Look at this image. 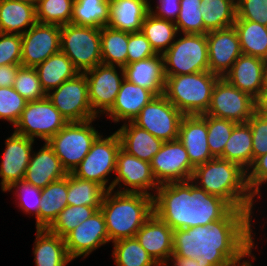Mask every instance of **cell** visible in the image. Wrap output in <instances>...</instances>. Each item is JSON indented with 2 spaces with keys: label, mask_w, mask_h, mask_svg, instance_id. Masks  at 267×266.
I'll list each match as a JSON object with an SVG mask.
<instances>
[{
  "label": "cell",
  "mask_w": 267,
  "mask_h": 266,
  "mask_svg": "<svg viewBox=\"0 0 267 266\" xmlns=\"http://www.w3.org/2000/svg\"><path fill=\"white\" fill-rule=\"evenodd\" d=\"M60 51L79 73L93 69L102 63L100 29L71 23L61 26Z\"/></svg>",
  "instance_id": "cell-8"
},
{
  "label": "cell",
  "mask_w": 267,
  "mask_h": 266,
  "mask_svg": "<svg viewBox=\"0 0 267 266\" xmlns=\"http://www.w3.org/2000/svg\"><path fill=\"white\" fill-rule=\"evenodd\" d=\"M117 68L120 69V74H118ZM84 73L88 83L91 108L99 117L101 114H105L114 104L124 80L123 67L101 63Z\"/></svg>",
  "instance_id": "cell-16"
},
{
  "label": "cell",
  "mask_w": 267,
  "mask_h": 266,
  "mask_svg": "<svg viewBox=\"0 0 267 266\" xmlns=\"http://www.w3.org/2000/svg\"><path fill=\"white\" fill-rule=\"evenodd\" d=\"M27 102L13 87H0V120L15 126Z\"/></svg>",
  "instance_id": "cell-47"
},
{
  "label": "cell",
  "mask_w": 267,
  "mask_h": 266,
  "mask_svg": "<svg viewBox=\"0 0 267 266\" xmlns=\"http://www.w3.org/2000/svg\"><path fill=\"white\" fill-rule=\"evenodd\" d=\"M116 132L124 151L147 162H151L164 143L162 139L153 136L132 121L123 123Z\"/></svg>",
  "instance_id": "cell-28"
},
{
  "label": "cell",
  "mask_w": 267,
  "mask_h": 266,
  "mask_svg": "<svg viewBox=\"0 0 267 266\" xmlns=\"http://www.w3.org/2000/svg\"><path fill=\"white\" fill-rule=\"evenodd\" d=\"M112 257L117 266H157L158 264L140 245L137 239L127 238L115 241Z\"/></svg>",
  "instance_id": "cell-40"
},
{
  "label": "cell",
  "mask_w": 267,
  "mask_h": 266,
  "mask_svg": "<svg viewBox=\"0 0 267 266\" xmlns=\"http://www.w3.org/2000/svg\"><path fill=\"white\" fill-rule=\"evenodd\" d=\"M163 56L165 76L209 71L206 34L183 33Z\"/></svg>",
  "instance_id": "cell-6"
},
{
  "label": "cell",
  "mask_w": 267,
  "mask_h": 266,
  "mask_svg": "<svg viewBox=\"0 0 267 266\" xmlns=\"http://www.w3.org/2000/svg\"><path fill=\"white\" fill-rule=\"evenodd\" d=\"M15 191H12V190ZM41 190L38 187L31 185L30 183L22 180L13 183L5 192H15L14 194L18 200V206L25 214H34L36 217V228H38V214L40 211L41 203Z\"/></svg>",
  "instance_id": "cell-46"
},
{
  "label": "cell",
  "mask_w": 267,
  "mask_h": 266,
  "mask_svg": "<svg viewBox=\"0 0 267 266\" xmlns=\"http://www.w3.org/2000/svg\"><path fill=\"white\" fill-rule=\"evenodd\" d=\"M200 5L201 0H180V12L175 21L178 34H204Z\"/></svg>",
  "instance_id": "cell-44"
},
{
  "label": "cell",
  "mask_w": 267,
  "mask_h": 266,
  "mask_svg": "<svg viewBox=\"0 0 267 266\" xmlns=\"http://www.w3.org/2000/svg\"><path fill=\"white\" fill-rule=\"evenodd\" d=\"M206 39L209 71L223 78L242 54L238 34L234 26H231L209 31Z\"/></svg>",
  "instance_id": "cell-20"
},
{
  "label": "cell",
  "mask_w": 267,
  "mask_h": 266,
  "mask_svg": "<svg viewBox=\"0 0 267 266\" xmlns=\"http://www.w3.org/2000/svg\"><path fill=\"white\" fill-rule=\"evenodd\" d=\"M44 144L38 152H32L23 179L40 189L67 175V171L62 167L60 159L55 155L53 149L47 142Z\"/></svg>",
  "instance_id": "cell-24"
},
{
  "label": "cell",
  "mask_w": 267,
  "mask_h": 266,
  "mask_svg": "<svg viewBox=\"0 0 267 266\" xmlns=\"http://www.w3.org/2000/svg\"><path fill=\"white\" fill-rule=\"evenodd\" d=\"M157 266H169L168 264H158Z\"/></svg>",
  "instance_id": "cell-59"
},
{
  "label": "cell",
  "mask_w": 267,
  "mask_h": 266,
  "mask_svg": "<svg viewBox=\"0 0 267 266\" xmlns=\"http://www.w3.org/2000/svg\"><path fill=\"white\" fill-rule=\"evenodd\" d=\"M247 123L252 132L253 161L267 153V119L257 111L248 119Z\"/></svg>",
  "instance_id": "cell-50"
},
{
  "label": "cell",
  "mask_w": 267,
  "mask_h": 266,
  "mask_svg": "<svg viewBox=\"0 0 267 266\" xmlns=\"http://www.w3.org/2000/svg\"><path fill=\"white\" fill-rule=\"evenodd\" d=\"M173 231L153 213L137 231L135 238L157 264H167L173 254Z\"/></svg>",
  "instance_id": "cell-22"
},
{
  "label": "cell",
  "mask_w": 267,
  "mask_h": 266,
  "mask_svg": "<svg viewBox=\"0 0 267 266\" xmlns=\"http://www.w3.org/2000/svg\"><path fill=\"white\" fill-rule=\"evenodd\" d=\"M13 88L28 102L47 97V93L40 84L38 73L32 67H21L18 70Z\"/></svg>",
  "instance_id": "cell-45"
},
{
  "label": "cell",
  "mask_w": 267,
  "mask_h": 266,
  "mask_svg": "<svg viewBox=\"0 0 267 266\" xmlns=\"http://www.w3.org/2000/svg\"><path fill=\"white\" fill-rule=\"evenodd\" d=\"M191 181L208 194L226 200L233 208L252 214L255 197L250 192L246 171L223 158H213L194 168Z\"/></svg>",
  "instance_id": "cell-3"
},
{
  "label": "cell",
  "mask_w": 267,
  "mask_h": 266,
  "mask_svg": "<svg viewBox=\"0 0 267 266\" xmlns=\"http://www.w3.org/2000/svg\"><path fill=\"white\" fill-rule=\"evenodd\" d=\"M61 26L36 22L22 37L21 66L35 68L60 51Z\"/></svg>",
  "instance_id": "cell-17"
},
{
  "label": "cell",
  "mask_w": 267,
  "mask_h": 266,
  "mask_svg": "<svg viewBox=\"0 0 267 266\" xmlns=\"http://www.w3.org/2000/svg\"><path fill=\"white\" fill-rule=\"evenodd\" d=\"M98 209L100 207L68 205L47 229L53 234L64 238Z\"/></svg>",
  "instance_id": "cell-42"
},
{
  "label": "cell",
  "mask_w": 267,
  "mask_h": 266,
  "mask_svg": "<svg viewBox=\"0 0 267 266\" xmlns=\"http://www.w3.org/2000/svg\"><path fill=\"white\" fill-rule=\"evenodd\" d=\"M34 141L15 132L5 140V150L0 164L2 192H5L13 183L24 179Z\"/></svg>",
  "instance_id": "cell-19"
},
{
  "label": "cell",
  "mask_w": 267,
  "mask_h": 266,
  "mask_svg": "<svg viewBox=\"0 0 267 266\" xmlns=\"http://www.w3.org/2000/svg\"><path fill=\"white\" fill-rule=\"evenodd\" d=\"M236 20H248L267 26V0H236Z\"/></svg>",
  "instance_id": "cell-48"
},
{
  "label": "cell",
  "mask_w": 267,
  "mask_h": 266,
  "mask_svg": "<svg viewBox=\"0 0 267 266\" xmlns=\"http://www.w3.org/2000/svg\"><path fill=\"white\" fill-rule=\"evenodd\" d=\"M120 148L121 141L116 131L106 138L100 134L72 174L82 180L94 181L107 191L112 190L109 175L113 172L115 174L117 154Z\"/></svg>",
  "instance_id": "cell-9"
},
{
  "label": "cell",
  "mask_w": 267,
  "mask_h": 266,
  "mask_svg": "<svg viewBox=\"0 0 267 266\" xmlns=\"http://www.w3.org/2000/svg\"><path fill=\"white\" fill-rule=\"evenodd\" d=\"M47 98L68 122H84L98 118L90 105L85 73H78L74 78L66 80L47 93Z\"/></svg>",
  "instance_id": "cell-11"
},
{
  "label": "cell",
  "mask_w": 267,
  "mask_h": 266,
  "mask_svg": "<svg viewBox=\"0 0 267 266\" xmlns=\"http://www.w3.org/2000/svg\"><path fill=\"white\" fill-rule=\"evenodd\" d=\"M223 159L247 171L253 163L252 132L248 123H238L223 151Z\"/></svg>",
  "instance_id": "cell-33"
},
{
  "label": "cell",
  "mask_w": 267,
  "mask_h": 266,
  "mask_svg": "<svg viewBox=\"0 0 267 266\" xmlns=\"http://www.w3.org/2000/svg\"><path fill=\"white\" fill-rule=\"evenodd\" d=\"M115 175L111 183L112 190L119 185L117 192L144 193L154 197L160 186L153 175L150 162L130 155L122 148L117 154ZM123 185L124 189L120 190ZM152 190L155 191L154 194Z\"/></svg>",
  "instance_id": "cell-14"
},
{
  "label": "cell",
  "mask_w": 267,
  "mask_h": 266,
  "mask_svg": "<svg viewBox=\"0 0 267 266\" xmlns=\"http://www.w3.org/2000/svg\"><path fill=\"white\" fill-rule=\"evenodd\" d=\"M102 211L109 242L134 238L137 231L154 213V198L144 193L108 190Z\"/></svg>",
  "instance_id": "cell-4"
},
{
  "label": "cell",
  "mask_w": 267,
  "mask_h": 266,
  "mask_svg": "<svg viewBox=\"0 0 267 266\" xmlns=\"http://www.w3.org/2000/svg\"><path fill=\"white\" fill-rule=\"evenodd\" d=\"M252 255H253V256H252ZM249 257H251V258H249ZM255 257H256V256H254V254L251 253L249 256H247V260L244 259L241 263L236 264V265H233V266H253V265H252V262H251V259H252V261H253V260L256 259ZM248 258H249V260H248Z\"/></svg>",
  "instance_id": "cell-57"
},
{
  "label": "cell",
  "mask_w": 267,
  "mask_h": 266,
  "mask_svg": "<svg viewBox=\"0 0 267 266\" xmlns=\"http://www.w3.org/2000/svg\"><path fill=\"white\" fill-rule=\"evenodd\" d=\"M68 123L67 119L46 97L38 101L27 102L19 120L15 124L16 134L47 142Z\"/></svg>",
  "instance_id": "cell-10"
},
{
  "label": "cell",
  "mask_w": 267,
  "mask_h": 266,
  "mask_svg": "<svg viewBox=\"0 0 267 266\" xmlns=\"http://www.w3.org/2000/svg\"><path fill=\"white\" fill-rule=\"evenodd\" d=\"M110 0H75L71 24L99 28L108 25Z\"/></svg>",
  "instance_id": "cell-38"
},
{
  "label": "cell",
  "mask_w": 267,
  "mask_h": 266,
  "mask_svg": "<svg viewBox=\"0 0 267 266\" xmlns=\"http://www.w3.org/2000/svg\"><path fill=\"white\" fill-rule=\"evenodd\" d=\"M93 121L96 120L68 122L47 141L67 173H72L80 164L90 151L93 142L100 135L93 127Z\"/></svg>",
  "instance_id": "cell-7"
},
{
  "label": "cell",
  "mask_w": 267,
  "mask_h": 266,
  "mask_svg": "<svg viewBox=\"0 0 267 266\" xmlns=\"http://www.w3.org/2000/svg\"><path fill=\"white\" fill-rule=\"evenodd\" d=\"M149 12V0H110L108 26L128 33L139 32Z\"/></svg>",
  "instance_id": "cell-27"
},
{
  "label": "cell",
  "mask_w": 267,
  "mask_h": 266,
  "mask_svg": "<svg viewBox=\"0 0 267 266\" xmlns=\"http://www.w3.org/2000/svg\"><path fill=\"white\" fill-rule=\"evenodd\" d=\"M153 198L154 213L173 230L210 225L233 208L191 180L162 184Z\"/></svg>",
  "instance_id": "cell-2"
},
{
  "label": "cell",
  "mask_w": 267,
  "mask_h": 266,
  "mask_svg": "<svg viewBox=\"0 0 267 266\" xmlns=\"http://www.w3.org/2000/svg\"><path fill=\"white\" fill-rule=\"evenodd\" d=\"M124 78L146 88L155 96L164 94L166 76L162 54L132 62L123 67Z\"/></svg>",
  "instance_id": "cell-26"
},
{
  "label": "cell",
  "mask_w": 267,
  "mask_h": 266,
  "mask_svg": "<svg viewBox=\"0 0 267 266\" xmlns=\"http://www.w3.org/2000/svg\"><path fill=\"white\" fill-rule=\"evenodd\" d=\"M75 0H37V22L63 26L71 23Z\"/></svg>",
  "instance_id": "cell-41"
},
{
  "label": "cell",
  "mask_w": 267,
  "mask_h": 266,
  "mask_svg": "<svg viewBox=\"0 0 267 266\" xmlns=\"http://www.w3.org/2000/svg\"><path fill=\"white\" fill-rule=\"evenodd\" d=\"M266 74L267 61L241 54L223 78L257 100L266 90Z\"/></svg>",
  "instance_id": "cell-21"
},
{
  "label": "cell",
  "mask_w": 267,
  "mask_h": 266,
  "mask_svg": "<svg viewBox=\"0 0 267 266\" xmlns=\"http://www.w3.org/2000/svg\"><path fill=\"white\" fill-rule=\"evenodd\" d=\"M141 32L158 54H163L173 44L175 38L181 36L177 35L175 22L158 18L150 12L142 23Z\"/></svg>",
  "instance_id": "cell-36"
},
{
  "label": "cell",
  "mask_w": 267,
  "mask_h": 266,
  "mask_svg": "<svg viewBox=\"0 0 267 266\" xmlns=\"http://www.w3.org/2000/svg\"><path fill=\"white\" fill-rule=\"evenodd\" d=\"M246 181L254 197H261V186L267 183V153L256 158L246 171Z\"/></svg>",
  "instance_id": "cell-52"
},
{
  "label": "cell",
  "mask_w": 267,
  "mask_h": 266,
  "mask_svg": "<svg viewBox=\"0 0 267 266\" xmlns=\"http://www.w3.org/2000/svg\"><path fill=\"white\" fill-rule=\"evenodd\" d=\"M219 78L210 71L166 76L164 95L184 115H203Z\"/></svg>",
  "instance_id": "cell-5"
},
{
  "label": "cell",
  "mask_w": 267,
  "mask_h": 266,
  "mask_svg": "<svg viewBox=\"0 0 267 266\" xmlns=\"http://www.w3.org/2000/svg\"><path fill=\"white\" fill-rule=\"evenodd\" d=\"M40 84L46 93L56 89L66 80L74 78L79 71L74 67L71 60L59 51L49 56L44 62L35 67Z\"/></svg>",
  "instance_id": "cell-31"
},
{
  "label": "cell",
  "mask_w": 267,
  "mask_h": 266,
  "mask_svg": "<svg viewBox=\"0 0 267 266\" xmlns=\"http://www.w3.org/2000/svg\"><path fill=\"white\" fill-rule=\"evenodd\" d=\"M21 56V35L0 33V66L21 64Z\"/></svg>",
  "instance_id": "cell-49"
},
{
  "label": "cell",
  "mask_w": 267,
  "mask_h": 266,
  "mask_svg": "<svg viewBox=\"0 0 267 266\" xmlns=\"http://www.w3.org/2000/svg\"><path fill=\"white\" fill-rule=\"evenodd\" d=\"M33 254L36 266H67L72 262L64 238L47 228H36Z\"/></svg>",
  "instance_id": "cell-29"
},
{
  "label": "cell",
  "mask_w": 267,
  "mask_h": 266,
  "mask_svg": "<svg viewBox=\"0 0 267 266\" xmlns=\"http://www.w3.org/2000/svg\"><path fill=\"white\" fill-rule=\"evenodd\" d=\"M68 173L57 181L51 182L41 190L40 211L38 214V228H48L59 213L68 206Z\"/></svg>",
  "instance_id": "cell-32"
},
{
  "label": "cell",
  "mask_w": 267,
  "mask_h": 266,
  "mask_svg": "<svg viewBox=\"0 0 267 266\" xmlns=\"http://www.w3.org/2000/svg\"><path fill=\"white\" fill-rule=\"evenodd\" d=\"M204 34L233 26L237 18L236 0H201Z\"/></svg>",
  "instance_id": "cell-35"
},
{
  "label": "cell",
  "mask_w": 267,
  "mask_h": 266,
  "mask_svg": "<svg viewBox=\"0 0 267 266\" xmlns=\"http://www.w3.org/2000/svg\"><path fill=\"white\" fill-rule=\"evenodd\" d=\"M237 124L238 123L231 120L207 115V143L214 158H223L226 142Z\"/></svg>",
  "instance_id": "cell-43"
},
{
  "label": "cell",
  "mask_w": 267,
  "mask_h": 266,
  "mask_svg": "<svg viewBox=\"0 0 267 266\" xmlns=\"http://www.w3.org/2000/svg\"><path fill=\"white\" fill-rule=\"evenodd\" d=\"M256 111L267 119V89L257 99Z\"/></svg>",
  "instance_id": "cell-56"
},
{
  "label": "cell",
  "mask_w": 267,
  "mask_h": 266,
  "mask_svg": "<svg viewBox=\"0 0 267 266\" xmlns=\"http://www.w3.org/2000/svg\"><path fill=\"white\" fill-rule=\"evenodd\" d=\"M157 6H155V11L151 7L150 3V13L154 16L175 22L179 16L180 12V0H157Z\"/></svg>",
  "instance_id": "cell-53"
},
{
  "label": "cell",
  "mask_w": 267,
  "mask_h": 266,
  "mask_svg": "<svg viewBox=\"0 0 267 266\" xmlns=\"http://www.w3.org/2000/svg\"><path fill=\"white\" fill-rule=\"evenodd\" d=\"M155 95L146 88L135 85L124 78L113 106L105 113L114 123L129 122L135 119L142 108L148 104Z\"/></svg>",
  "instance_id": "cell-25"
},
{
  "label": "cell",
  "mask_w": 267,
  "mask_h": 266,
  "mask_svg": "<svg viewBox=\"0 0 267 266\" xmlns=\"http://www.w3.org/2000/svg\"><path fill=\"white\" fill-rule=\"evenodd\" d=\"M251 215L248 210L232 208L210 225L176 229L173 254L211 266L239 264L256 249Z\"/></svg>",
  "instance_id": "cell-1"
},
{
  "label": "cell",
  "mask_w": 267,
  "mask_h": 266,
  "mask_svg": "<svg viewBox=\"0 0 267 266\" xmlns=\"http://www.w3.org/2000/svg\"><path fill=\"white\" fill-rule=\"evenodd\" d=\"M66 250L72 260L90 255L94 250L109 242L105 218L100 209L79 224L65 237Z\"/></svg>",
  "instance_id": "cell-18"
},
{
  "label": "cell",
  "mask_w": 267,
  "mask_h": 266,
  "mask_svg": "<svg viewBox=\"0 0 267 266\" xmlns=\"http://www.w3.org/2000/svg\"><path fill=\"white\" fill-rule=\"evenodd\" d=\"M150 164L159 185L191 180L195 168L179 139L164 141Z\"/></svg>",
  "instance_id": "cell-15"
},
{
  "label": "cell",
  "mask_w": 267,
  "mask_h": 266,
  "mask_svg": "<svg viewBox=\"0 0 267 266\" xmlns=\"http://www.w3.org/2000/svg\"><path fill=\"white\" fill-rule=\"evenodd\" d=\"M106 192L98 183L82 180L68 173V205L101 207Z\"/></svg>",
  "instance_id": "cell-39"
},
{
  "label": "cell",
  "mask_w": 267,
  "mask_h": 266,
  "mask_svg": "<svg viewBox=\"0 0 267 266\" xmlns=\"http://www.w3.org/2000/svg\"><path fill=\"white\" fill-rule=\"evenodd\" d=\"M21 64L0 66V87H13L18 70Z\"/></svg>",
  "instance_id": "cell-54"
},
{
  "label": "cell",
  "mask_w": 267,
  "mask_h": 266,
  "mask_svg": "<svg viewBox=\"0 0 267 266\" xmlns=\"http://www.w3.org/2000/svg\"><path fill=\"white\" fill-rule=\"evenodd\" d=\"M181 113L164 94L155 96L146 104L133 123L163 141L178 139Z\"/></svg>",
  "instance_id": "cell-13"
},
{
  "label": "cell",
  "mask_w": 267,
  "mask_h": 266,
  "mask_svg": "<svg viewBox=\"0 0 267 266\" xmlns=\"http://www.w3.org/2000/svg\"><path fill=\"white\" fill-rule=\"evenodd\" d=\"M15 1L26 2V3L34 4V5H36L37 3V0H15Z\"/></svg>",
  "instance_id": "cell-58"
},
{
  "label": "cell",
  "mask_w": 267,
  "mask_h": 266,
  "mask_svg": "<svg viewBox=\"0 0 267 266\" xmlns=\"http://www.w3.org/2000/svg\"><path fill=\"white\" fill-rule=\"evenodd\" d=\"M102 64L124 67L127 65L128 32L110 28L100 29Z\"/></svg>",
  "instance_id": "cell-37"
},
{
  "label": "cell",
  "mask_w": 267,
  "mask_h": 266,
  "mask_svg": "<svg viewBox=\"0 0 267 266\" xmlns=\"http://www.w3.org/2000/svg\"><path fill=\"white\" fill-rule=\"evenodd\" d=\"M36 22V5L0 0V33L22 35Z\"/></svg>",
  "instance_id": "cell-30"
},
{
  "label": "cell",
  "mask_w": 267,
  "mask_h": 266,
  "mask_svg": "<svg viewBox=\"0 0 267 266\" xmlns=\"http://www.w3.org/2000/svg\"><path fill=\"white\" fill-rule=\"evenodd\" d=\"M169 262L173 263V266H211V264H204L201 261H197V259L183 258L175 254L170 256L167 264H170Z\"/></svg>",
  "instance_id": "cell-55"
},
{
  "label": "cell",
  "mask_w": 267,
  "mask_h": 266,
  "mask_svg": "<svg viewBox=\"0 0 267 266\" xmlns=\"http://www.w3.org/2000/svg\"><path fill=\"white\" fill-rule=\"evenodd\" d=\"M127 51V64L147 59L157 54L141 31L128 33Z\"/></svg>",
  "instance_id": "cell-51"
},
{
  "label": "cell",
  "mask_w": 267,
  "mask_h": 266,
  "mask_svg": "<svg viewBox=\"0 0 267 266\" xmlns=\"http://www.w3.org/2000/svg\"><path fill=\"white\" fill-rule=\"evenodd\" d=\"M207 115H185L180 123L178 139L187 150L191 164L196 167L212 156L208 143Z\"/></svg>",
  "instance_id": "cell-23"
},
{
  "label": "cell",
  "mask_w": 267,
  "mask_h": 266,
  "mask_svg": "<svg viewBox=\"0 0 267 266\" xmlns=\"http://www.w3.org/2000/svg\"><path fill=\"white\" fill-rule=\"evenodd\" d=\"M256 104L257 100L250 94L240 91L224 78H219L213 87L206 115L247 123L256 112Z\"/></svg>",
  "instance_id": "cell-12"
},
{
  "label": "cell",
  "mask_w": 267,
  "mask_h": 266,
  "mask_svg": "<svg viewBox=\"0 0 267 266\" xmlns=\"http://www.w3.org/2000/svg\"><path fill=\"white\" fill-rule=\"evenodd\" d=\"M233 26L239 37L242 54L267 61V26L248 20H236Z\"/></svg>",
  "instance_id": "cell-34"
}]
</instances>
